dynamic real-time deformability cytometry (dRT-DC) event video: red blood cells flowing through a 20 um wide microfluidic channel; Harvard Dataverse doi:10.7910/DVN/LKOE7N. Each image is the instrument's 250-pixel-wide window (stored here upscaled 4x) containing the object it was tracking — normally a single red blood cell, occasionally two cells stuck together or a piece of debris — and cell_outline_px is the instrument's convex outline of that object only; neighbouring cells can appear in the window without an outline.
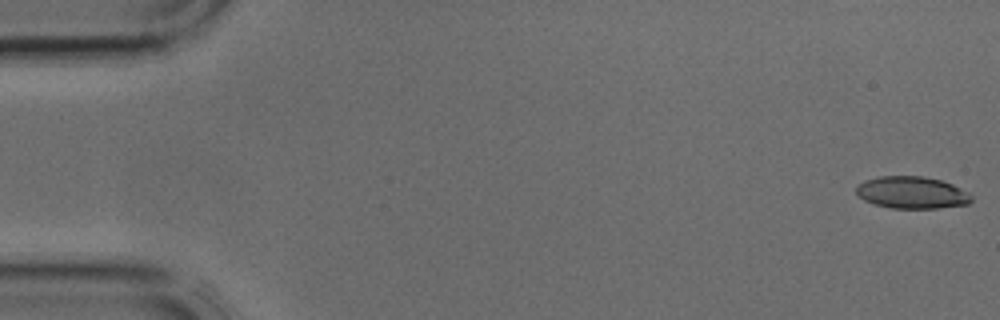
{"species": "common noctule bat (a hibernating species)", "species_latin": "Nyctalus noctula", "temperature_condition": "cold", "stored_images_in_passage": 5, "camera_frame_rate_fps": 3000, "um_per_image_px": 0.085, "animal": {"sex": "male", "body_mass_g": 17.9, "forearm_length_mm": 54.2}, "frame": {"image": 1, "passage_image": 1, "time_ms": 0.0, "image_size_px": [1000, 320], "cell_outline_px": [[972, 200], [968, 204], [936, 208], [892, 208], [872, 204], [864, 200], [856, 192], [856, 188], [864, 180], [880, 176], [924, 176], [940, 180], [952, 184], [968, 192], [972, 196]], "centroid_in_image_um": [77.51, 16.37], "position_along_channel_um": 7.5, "area_um2": 21.5}}